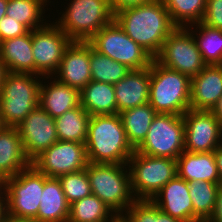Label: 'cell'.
Masks as SVG:
<instances>
[{
  "mask_svg": "<svg viewBox=\"0 0 222 222\" xmlns=\"http://www.w3.org/2000/svg\"><path fill=\"white\" fill-rule=\"evenodd\" d=\"M191 78L159 64L150 65L149 105L160 114L183 115L190 109Z\"/></svg>",
  "mask_w": 222,
  "mask_h": 222,
  "instance_id": "cell-3",
  "label": "cell"
},
{
  "mask_svg": "<svg viewBox=\"0 0 222 222\" xmlns=\"http://www.w3.org/2000/svg\"><path fill=\"white\" fill-rule=\"evenodd\" d=\"M72 40L56 25L32 30V54L35 74L49 77L56 73L65 49Z\"/></svg>",
  "mask_w": 222,
  "mask_h": 222,
  "instance_id": "cell-13",
  "label": "cell"
},
{
  "mask_svg": "<svg viewBox=\"0 0 222 222\" xmlns=\"http://www.w3.org/2000/svg\"><path fill=\"white\" fill-rule=\"evenodd\" d=\"M116 22L139 46L155 58L177 28L162 0L130 7L114 15Z\"/></svg>",
  "mask_w": 222,
  "mask_h": 222,
  "instance_id": "cell-1",
  "label": "cell"
},
{
  "mask_svg": "<svg viewBox=\"0 0 222 222\" xmlns=\"http://www.w3.org/2000/svg\"><path fill=\"white\" fill-rule=\"evenodd\" d=\"M199 28L197 47L207 65H222V29H215L204 25L202 22L195 23Z\"/></svg>",
  "mask_w": 222,
  "mask_h": 222,
  "instance_id": "cell-33",
  "label": "cell"
},
{
  "mask_svg": "<svg viewBox=\"0 0 222 222\" xmlns=\"http://www.w3.org/2000/svg\"><path fill=\"white\" fill-rule=\"evenodd\" d=\"M2 222H39V221H37L36 219L17 218L7 214Z\"/></svg>",
  "mask_w": 222,
  "mask_h": 222,
  "instance_id": "cell-43",
  "label": "cell"
},
{
  "mask_svg": "<svg viewBox=\"0 0 222 222\" xmlns=\"http://www.w3.org/2000/svg\"><path fill=\"white\" fill-rule=\"evenodd\" d=\"M135 151L154 157L177 159L185 151L183 115L157 113L146 138Z\"/></svg>",
  "mask_w": 222,
  "mask_h": 222,
  "instance_id": "cell-10",
  "label": "cell"
},
{
  "mask_svg": "<svg viewBox=\"0 0 222 222\" xmlns=\"http://www.w3.org/2000/svg\"><path fill=\"white\" fill-rule=\"evenodd\" d=\"M28 31L24 25L6 15L0 20V42L22 36Z\"/></svg>",
  "mask_w": 222,
  "mask_h": 222,
  "instance_id": "cell-37",
  "label": "cell"
},
{
  "mask_svg": "<svg viewBox=\"0 0 222 222\" xmlns=\"http://www.w3.org/2000/svg\"><path fill=\"white\" fill-rule=\"evenodd\" d=\"M113 214L103 201L91 194L70 204L67 222H116L119 218Z\"/></svg>",
  "mask_w": 222,
  "mask_h": 222,
  "instance_id": "cell-28",
  "label": "cell"
},
{
  "mask_svg": "<svg viewBox=\"0 0 222 222\" xmlns=\"http://www.w3.org/2000/svg\"><path fill=\"white\" fill-rule=\"evenodd\" d=\"M37 79L36 74L32 73H6L0 92V118L3 126L17 127L39 106L41 81Z\"/></svg>",
  "mask_w": 222,
  "mask_h": 222,
  "instance_id": "cell-4",
  "label": "cell"
},
{
  "mask_svg": "<svg viewBox=\"0 0 222 222\" xmlns=\"http://www.w3.org/2000/svg\"><path fill=\"white\" fill-rule=\"evenodd\" d=\"M220 183L208 181L189 182V195L193 204V222H207L216 204Z\"/></svg>",
  "mask_w": 222,
  "mask_h": 222,
  "instance_id": "cell-29",
  "label": "cell"
},
{
  "mask_svg": "<svg viewBox=\"0 0 222 222\" xmlns=\"http://www.w3.org/2000/svg\"><path fill=\"white\" fill-rule=\"evenodd\" d=\"M47 178L33 165L15 176L5 178L3 183L7 196V214L17 218L35 219Z\"/></svg>",
  "mask_w": 222,
  "mask_h": 222,
  "instance_id": "cell-9",
  "label": "cell"
},
{
  "mask_svg": "<svg viewBox=\"0 0 222 222\" xmlns=\"http://www.w3.org/2000/svg\"><path fill=\"white\" fill-rule=\"evenodd\" d=\"M2 189H4L3 192H2ZM1 194H3L5 197H3V195H1ZM6 215H7L6 189H5V185H4L3 181L0 180V222H2L4 220Z\"/></svg>",
  "mask_w": 222,
  "mask_h": 222,
  "instance_id": "cell-40",
  "label": "cell"
},
{
  "mask_svg": "<svg viewBox=\"0 0 222 222\" xmlns=\"http://www.w3.org/2000/svg\"><path fill=\"white\" fill-rule=\"evenodd\" d=\"M88 43L100 54L131 70L148 68L154 59L125 33L115 19L98 31Z\"/></svg>",
  "mask_w": 222,
  "mask_h": 222,
  "instance_id": "cell-8",
  "label": "cell"
},
{
  "mask_svg": "<svg viewBox=\"0 0 222 222\" xmlns=\"http://www.w3.org/2000/svg\"><path fill=\"white\" fill-rule=\"evenodd\" d=\"M221 97L222 65H207L191 78V110L211 111Z\"/></svg>",
  "mask_w": 222,
  "mask_h": 222,
  "instance_id": "cell-18",
  "label": "cell"
},
{
  "mask_svg": "<svg viewBox=\"0 0 222 222\" xmlns=\"http://www.w3.org/2000/svg\"><path fill=\"white\" fill-rule=\"evenodd\" d=\"M127 214L119 217L122 222H182L161 211L151 200H136Z\"/></svg>",
  "mask_w": 222,
  "mask_h": 222,
  "instance_id": "cell-34",
  "label": "cell"
},
{
  "mask_svg": "<svg viewBox=\"0 0 222 222\" xmlns=\"http://www.w3.org/2000/svg\"><path fill=\"white\" fill-rule=\"evenodd\" d=\"M85 146L90 163L128 164L135 151L119 114L90 116Z\"/></svg>",
  "mask_w": 222,
  "mask_h": 222,
  "instance_id": "cell-2",
  "label": "cell"
},
{
  "mask_svg": "<svg viewBox=\"0 0 222 222\" xmlns=\"http://www.w3.org/2000/svg\"><path fill=\"white\" fill-rule=\"evenodd\" d=\"M214 157L217 165V171L222 183V145L216 148V150L214 151Z\"/></svg>",
  "mask_w": 222,
  "mask_h": 222,
  "instance_id": "cell-41",
  "label": "cell"
},
{
  "mask_svg": "<svg viewBox=\"0 0 222 222\" xmlns=\"http://www.w3.org/2000/svg\"><path fill=\"white\" fill-rule=\"evenodd\" d=\"M16 128L31 162L58 141L55 119L40 106L31 111Z\"/></svg>",
  "mask_w": 222,
  "mask_h": 222,
  "instance_id": "cell-15",
  "label": "cell"
},
{
  "mask_svg": "<svg viewBox=\"0 0 222 222\" xmlns=\"http://www.w3.org/2000/svg\"><path fill=\"white\" fill-rule=\"evenodd\" d=\"M113 20L109 0H73L55 24L72 41L88 42Z\"/></svg>",
  "mask_w": 222,
  "mask_h": 222,
  "instance_id": "cell-6",
  "label": "cell"
},
{
  "mask_svg": "<svg viewBox=\"0 0 222 222\" xmlns=\"http://www.w3.org/2000/svg\"><path fill=\"white\" fill-rule=\"evenodd\" d=\"M88 163L85 144L61 140L52 144L32 161V165L49 178H58L86 169Z\"/></svg>",
  "mask_w": 222,
  "mask_h": 222,
  "instance_id": "cell-12",
  "label": "cell"
},
{
  "mask_svg": "<svg viewBox=\"0 0 222 222\" xmlns=\"http://www.w3.org/2000/svg\"><path fill=\"white\" fill-rule=\"evenodd\" d=\"M125 166L128 164L90 162L86 166L92 194L103 201L118 218L136 201L131 191L130 171H125Z\"/></svg>",
  "mask_w": 222,
  "mask_h": 222,
  "instance_id": "cell-5",
  "label": "cell"
},
{
  "mask_svg": "<svg viewBox=\"0 0 222 222\" xmlns=\"http://www.w3.org/2000/svg\"><path fill=\"white\" fill-rule=\"evenodd\" d=\"M113 86L118 114L124 110L149 103L150 67L130 70Z\"/></svg>",
  "mask_w": 222,
  "mask_h": 222,
  "instance_id": "cell-19",
  "label": "cell"
},
{
  "mask_svg": "<svg viewBox=\"0 0 222 222\" xmlns=\"http://www.w3.org/2000/svg\"><path fill=\"white\" fill-rule=\"evenodd\" d=\"M32 165L27 157L18 129L3 126L0 129V180L15 176Z\"/></svg>",
  "mask_w": 222,
  "mask_h": 222,
  "instance_id": "cell-20",
  "label": "cell"
},
{
  "mask_svg": "<svg viewBox=\"0 0 222 222\" xmlns=\"http://www.w3.org/2000/svg\"><path fill=\"white\" fill-rule=\"evenodd\" d=\"M151 201L171 217L182 222H193V204L189 195V182L178 175L162 187Z\"/></svg>",
  "mask_w": 222,
  "mask_h": 222,
  "instance_id": "cell-17",
  "label": "cell"
},
{
  "mask_svg": "<svg viewBox=\"0 0 222 222\" xmlns=\"http://www.w3.org/2000/svg\"><path fill=\"white\" fill-rule=\"evenodd\" d=\"M154 1L156 0H109L114 15L123 9L151 3Z\"/></svg>",
  "mask_w": 222,
  "mask_h": 222,
  "instance_id": "cell-38",
  "label": "cell"
},
{
  "mask_svg": "<svg viewBox=\"0 0 222 222\" xmlns=\"http://www.w3.org/2000/svg\"><path fill=\"white\" fill-rule=\"evenodd\" d=\"M52 83V84H51ZM49 85L40 84L39 106L52 118L63 115L70 109L80 106V91L54 80Z\"/></svg>",
  "mask_w": 222,
  "mask_h": 222,
  "instance_id": "cell-23",
  "label": "cell"
},
{
  "mask_svg": "<svg viewBox=\"0 0 222 222\" xmlns=\"http://www.w3.org/2000/svg\"><path fill=\"white\" fill-rule=\"evenodd\" d=\"M47 0H9L7 4L6 16L11 17L24 25L29 31L41 28L45 24L43 21V8ZM43 5V6H42Z\"/></svg>",
  "mask_w": 222,
  "mask_h": 222,
  "instance_id": "cell-32",
  "label": "cell"
},
{
  "mask_svg": "<svg viewBox=\"0 0 222 222\" xmlns=\"http://www.w3.org/2000/svg\"><path fill=\"white\" fill-rule=\"evenodd\" d=\"M176 160L177 175L183 180L221 183L214 152L193 153L184 151Z\"/></svg>",
  "mask_w": 222,
  "mask_h": 222,
  "instance_id": "cell-22",
  "label": "cell"
},
{
  "mask_svg": "<svg viewBox=\"0 0 222 222\" xmlns=\"http://www.w3.org/2000/svg\"><path fill=\"white\" fill-rule=\"evenodd\" d=\"M3 127V124L1 122V118H0V129Z\"/></svg>",
  "mask_w": 222,
  "mask_h": 222,
  "instance_id": "cell-46",
  "label": "cell"
},
{
  "mask_svg": "<svg viewBox=\"0 0 222 222\" xmlns=\"http://www.w3.org/2000/svg\"><path fill=\"white\" fill-rule=\"evenodd\" d=\"M186 27H177L163 42L159 54L154 59L162 66L192 78L207 64L197 47L196 37L192 35L188 26Z\"/></svg>",
  "mask_w": 222,
  "mask_h": 222,
  "instance_id": "cell-11",
  "label": "cell"
},
{
  "mask_svg": "<svg viewBox=\"0 0 222 222\" xmlns=\"http://www.w3.org/2000/svg\"><path fill=\"white\" fill-rule=\"evenodd\" d=\"M6 73H7V70L5 68L4 62H3L2 58L0 57V92H1V86L4 81V77H5Z\"/></svg>",
  "mask_w": 222,
  "mask_h": 222,
  "instance_id": "cell-44",
  "label": "cell"
},
{
  "mask_svg": "<svg viewBox=\"0 0 222 222\" xmlns=\"http://www.w3.org/2000/svg\"><path fill=\"white\" fill-rule=\"evenodd\" d=\"M57 72L59 82L81 91L92 80L90 44L72 41L63 53Z\"/></svg>",
  "mask_w": 222,
  "mask_h": 222,
  "instance_id": "cell-16",
  "label": "cell"
},
{
  "mask_svg": "<svg viewBox=\"0 0 222 222\" xmlns=\"http://www.w3.org/2000/svg\"><path fill=\"white\" fill-rule=\"evenodd\" d=\"M207 222H222V183H220L214 212Z\"/></svg>",
  "mask_w": 222,
  "mask_h": 222,
  "instance_id": "cell-39",
  "label": "cell"
},
{
  "mask_svg": "<svg viewBox=\"0 0 222 222\" xmlns=\"http://www.w3.org/2000/svg\"><path fill=\"white\" fill-rule=\"evenodd\" d=\"M128 164L131 191L135 193L133 196L136 200L153 199L177 175V160L168 157H154L134 151Z\"/></svg>",
  "mask_w": 222,
  "mask_h": 222,
  "instance_id": "cell-7",
  "label": "cell"
},
{
  "mask_svg": "<svg viewBox=\"0 0 222 222\" xmlns=\"http://www.w3.org/2000/svg\"><path fill=\"white\" fill-rule=\"evenodd\" d=\"M128 142L136 149L146 138L157 112L149 103L119 113Z\"/></svg>",
  "mask_w": 222,
  "mask_h": 222,
  "instance_id": "cell-26",
  "label": "cell"
},
{
  "mask_svg": "<svg viewBox=\"0 0 222 222\" xmlns=\"http://www.w3.org/2000/svg\"><path fill=\"white\" fill-rule=\"evenodd\" d=\"M90 115L80 105L55 118L58 140L85 144Z\"/></svg>",
  "mask_w": 222,
  "mask_h": 222,
  "instance_id": "cell-27",
  "label": "cell"
},
{
  "mask_svg": "<svg viewBox=\"0 0 222 222\" xmlns=\"http://www.w3.org/2000/svg\"><path fill=\"white\" fill-rule=\"evenodd\" d=\"M80 105L90 116L118 114L114 86L109 83L91 80L80 91Z\"/></svg>",
  "mask_w": 222,
  "mask_h": 222,
  "instance_id": "cell-25",
  "label": "cell"
},
{
  "mask_svg": "<svg viewBox=\"0 0 222 222\" xmlns=\"http://www.w3.org/2000/svg\"><path fill=\"white\" fill-rule=\"evenodd\" d=\"M183 120L185 151L208 153L222 145V125L211 111L189 109Z\"/></svg>",
  "mask_w": 222,
  "mask_h": 222,
  "instance_id": "cell-14",
  "label": "cell"
},
{
  "mask_svg": "<svg viewBox=\"0 0 222 222\" xmlns=\"http://www.w3.org/2000/svg\"><path fill=\"white\" fill-rule=\"evenodd\" d=\"M202 23L215 29H222V0H207Z\"/></svg>",
  "mask_w": 222,
  "mask_h": 222,
  "instance_id": "cell-36",
  "label": "cell"
},
{
  "mask_svg": "<svg viewBox=\"0 0 222 222\" xmlns=\"http://www.w3.org/2000/svg\"><path fill=\"white\" fill-rule=\"evenodd\" d=\"M130 70L126 65L100 54L90 45V71L92 81L114 85L124 78Z\"/></svg>",
  "mask_w": 222,
  "mask_h": 222,
  "instance_id": "cell-30",
  "label": "cell"
},
{
  "mask_svg": "<svg viewBox=\"0 0 222 222\" xmlns=\"http://www.w3.org/2000/svg\"><path fill=\"white\" fill-rule=\"evenodd\" d=\"M0 57L7 72L35 74L32 31L0 42Z\"/></svg>",
  "mask_w": 222,
  "mask_h": 222,
  "instance_id": "cell-21",
  "label": "cell"
},
{
  "mask_svg": "<svg viewBox=\"0 0 222 222\" xmlns=\"http://www.w3.org/2000/svg\"><path fill=\"white\" fill-rule=\"evenodd\" d=\"M70 204L63 192L58 178H47L44 181L40 206L36 216L39 222H67Z\"/></svg>",
  "mask_w": 222,
  "mask_h": 222,
  "instance_id": "cell-24",
  "label": "cell"
},
{
  "mask_svg": "<svg viewBox=\"0 0 222 222\" xmlns=\"http://www.w3.org/2000/svg\"><path fill=\"white\" fill-rule=\"evenodd\" d=\"M58 179L69 204L92 194L86 169L62 175Z\"/></svg>",
  "mask_w": 222,
  "mask_h": 222,
  "instance_id": "cell-35",
  "label": "cell"
},
{
  "mask_svg": "<svg viewBox=\"0 0 222 222\" xmlns=\"http://www.w3.org/2000/svg\"><path fill=\"white\" fill-rule=\"evenodd\" d=\"M211 112L219 120L222 125V97L218 100L217 104L213 107Z\"/></svg>",
  "mask_w": 222,
  "mask_h": 222,
  "instance_id": "cell-42",
  "label": "cell"
},
{
  "mask_svg": "<svg viewBox=\"0 0 222 222\" xmlns=\"http://www.w3.org/2000/svg\"><path fill=\"white\" fill-rule=\"evenodd\" d=\"M177 27L202 22L207 0H162ZM184 23V24H183Z\"/></svg>",
  "mask_w": 222,
  "mask_h": 222,
  "instance_id": "cell-31",
  "label": "cell"
},
{
  "mask_svg": "<svg viewBox=\"0 0 222 222\" xmlns=\"http://www.w3.org/2000/svg\"><path fill=\"white\" fill-rule=\"evenodd\" d=\"M9 0H0V20L6 15Z\"/></svg>",
  "mask_w": 222,
  "mask_h": 222,
  "instance_id": "cell-45",
  "label": "cell"
}]
</instances>
